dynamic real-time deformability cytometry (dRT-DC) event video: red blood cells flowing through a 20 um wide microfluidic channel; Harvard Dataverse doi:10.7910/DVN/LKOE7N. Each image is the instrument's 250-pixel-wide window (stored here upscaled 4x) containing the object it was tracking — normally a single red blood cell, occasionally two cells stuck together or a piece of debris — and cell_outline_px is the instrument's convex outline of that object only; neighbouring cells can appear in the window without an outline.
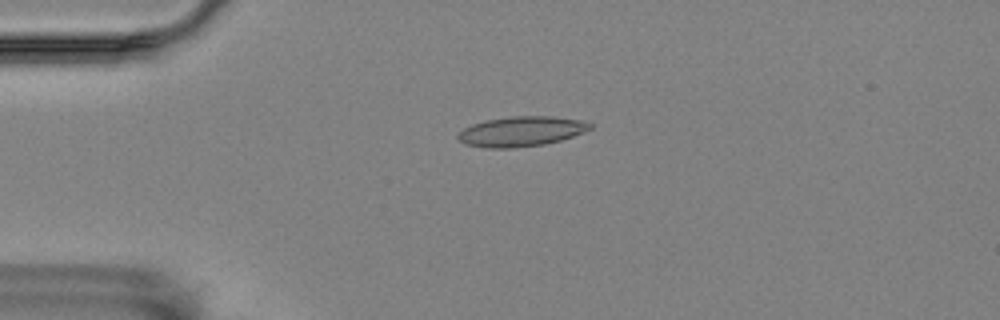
{"species": "Egyptian fruit bat (a non-hibernating species)", "species_latin": "Rousettus aegyptiacus", "temperature_condition": "room temperature", "stored_images_in_passage": 56, "camera_frame_rate_fps": 3000, "um_per_image_px": 0.085, "animal": {"sex": "female"}, "frame": {"image": 1, "passage_image": 13, "time_ms": 4.0, "image_size_px": [1000, 320], "cell_outline_px": [[592, 128], [584, 132], [560, 140], [544, 144], [512, 148], [484, 148], [464, 144], [456, 136], [464, 128], [472, 124], [484, 120], [512, 116], [552, 116], [580, 120], [592, 124]], "centroid_in_image_um": [44.28, 11.17], "position_along_channel_um": 40.7, "area_um2": 23.06}}
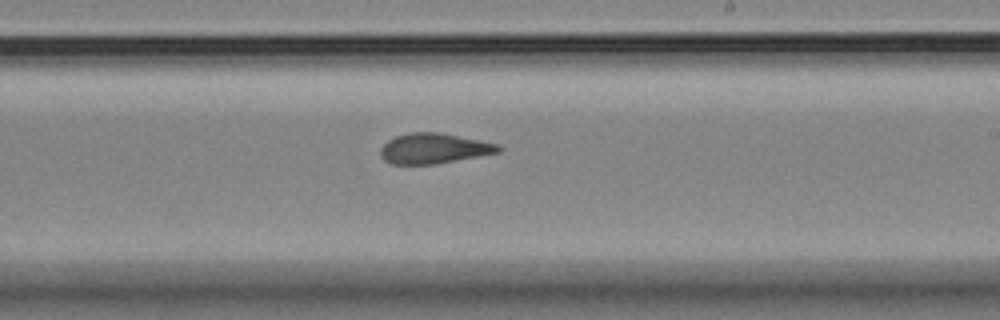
{"frame": {"image": 2, "passage_image": 33, "time_ms": 10.667, "image_size_px": [1000, 320], "cell_outline_px": [[500, 152], [436, 164], [392, 164], [384, 160], [380, 156], [380, 148], [388, 140], [396, 136], [408, 132], [440, 132], [500, 144]], "centroid_in_image_um": [36.86, 12.61], "position_along_channel_um": 252.1, "area_um2": 20.87}}
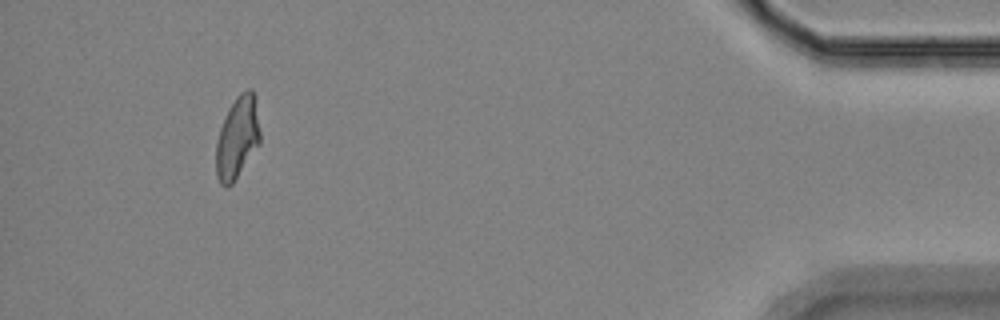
{"frame": {"image": 3, "passage_image": 52, "time_ms": 17.0, "image_size_px": [1000, 320], "cell_outline_px": [[260, 144], [232, 184], [228, 188], [224, 188], [220, 184], [216, 176], [216, 140], [220, 128], [228, 108], [236, 96], [240, 92], [248, 88], [252, 88], [256, 96], [260, 132]], "centroid_in_image_um": [20.18, 11.68], "position_along_channel_um": 415.0, "area_um2": 21.56}, "authors_computed_cell_mechanics": {"area_um2": 21.3571, "velocity_mm_per_s": 3.5536, "shape_relaxation_time_tau1_ms": null, "shape_relaxation_time_tau2_ms": 2.4198, "deformation_change_tau1": null, "deformation_change_tau2": 0.0991}}